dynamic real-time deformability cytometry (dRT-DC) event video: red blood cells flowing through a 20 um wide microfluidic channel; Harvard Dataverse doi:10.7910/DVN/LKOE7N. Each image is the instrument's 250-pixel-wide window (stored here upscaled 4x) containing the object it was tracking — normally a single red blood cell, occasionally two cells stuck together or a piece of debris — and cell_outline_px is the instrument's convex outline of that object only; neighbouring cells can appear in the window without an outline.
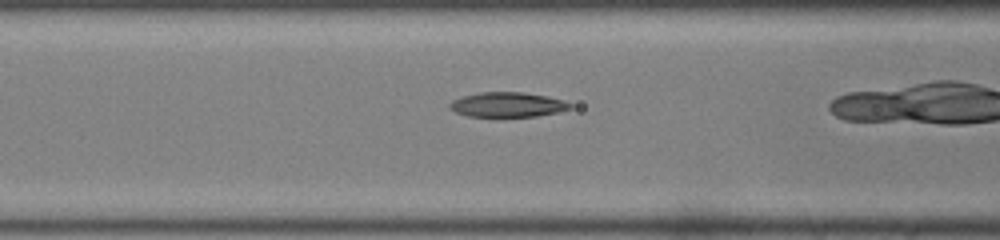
{"species": "common noctule bat (a hibernating species)", "species_latin": "Nyctalus noctula", "temperature_condition": "room temperature", "stored_images_in_passage": 37, "camera_frame_rate_fps": 3000, "um_per_image_px": 0.085, "animal": {"sex": "male", "body_mass_g": 19.0, "forearm_length_mm": 50.8}, "frame": {"image": 1, "passage_image": 18, "time_ms": 5.667, "image_size_px": [1000, 240], "cell_outline_px": [[572, 108], [560, 112], [536, 116], [468, 116], [456, 112], [448, 104], [452, 100], [464, 96], [480, 92], [524, 92], [548, 96], [564, 100], [572, 104]], "centroid_in_image_um": [43.2, 8.89], "position_along_channel_um": 123.4, "area_um2": 17.34}}
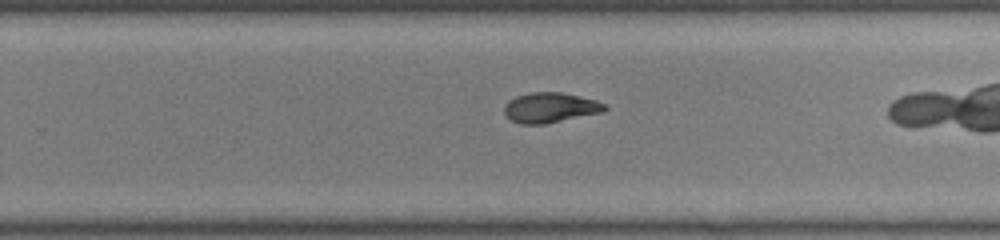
{"frame": {"image": 2, "passage_image": 30, "time_ms": 9.667, "image_size_px": [1000, 240], "cell_outline_px": [[608, 108], [604, 112], [544, 124], [520, 124], [512, 120], [504, 112], [504, 108], [508, 100], [516, 96], [532, 92], [560, 92], [596, 100], [604, 104]], "centroid_in_image_um": [46.77, 9.15], "position_along_channel_um": 283.0, "area_um2": 17.51}}
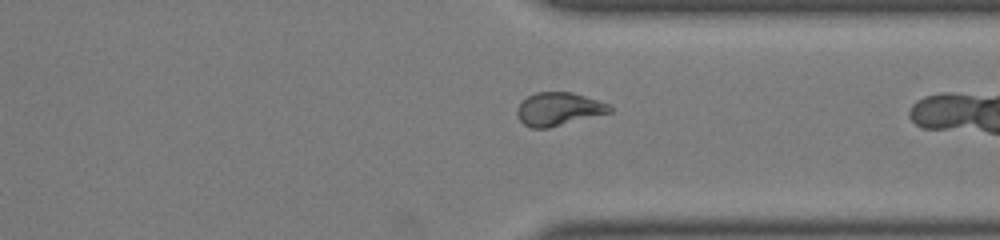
{"frame": {"image": 3, "passage_image": 36, "time_ms": 11.667, "image_size_px": [1000, 240], "cell_outline_px": [[612, 112], [548, 128], [532, 128], [524, 124], [520, 120], [516, 112], [520, 104], [528, 96], [536, 92], [572, 92], [608, 104], [612, 108]], "centroid_in_image_um": [47.48, 9.27], "position_along_channel_um": 363.9, "area_um2": 17.63}}